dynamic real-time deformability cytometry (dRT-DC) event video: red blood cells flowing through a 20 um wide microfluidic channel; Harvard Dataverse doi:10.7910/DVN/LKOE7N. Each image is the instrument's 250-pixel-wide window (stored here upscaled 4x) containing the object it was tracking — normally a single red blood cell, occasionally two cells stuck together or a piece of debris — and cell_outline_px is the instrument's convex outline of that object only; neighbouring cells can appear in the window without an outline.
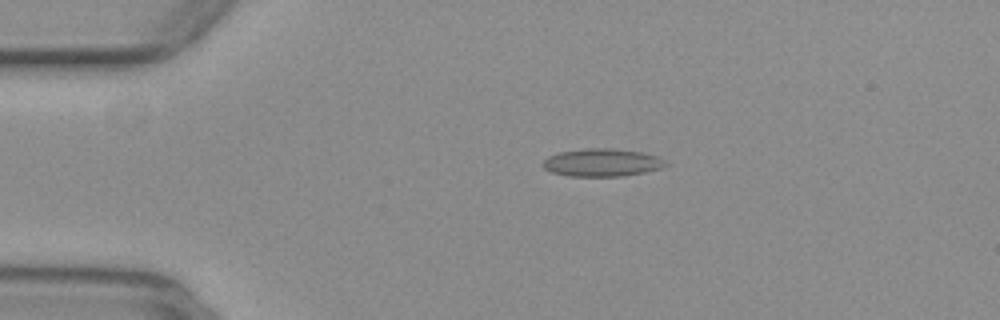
{"species": "common noctule bat (a hibernating species)", "species_latin": "Nyctalus noctula", "temperature_condition": "warm", "stored_images_in_passage": 42, "camera_frame_rate_fps": 3000, "um_per_image_px": 0.085, "animal": {"sex": "female", "body_mass_g": 29.2, "forearm_length_mm": 56.3}, "frame": {"image": 1, "passage_image": 1, "time_ms": 0.0, "image_size_px": [1000, 320], "cell_outline_px": [[668, 164], [660, 168], [644, 172], [624, 176], [568, 176], [552, 172], [544, 168], [540, 164], [548, 156], [560, 152], [588, 148], [608, 148], [640, 152], [656, 156], [664, 160]], "centroid_in_image_um": [51.13, 13.82], "position_along_channel_um": 33.9, "area_um2": 19.71}}
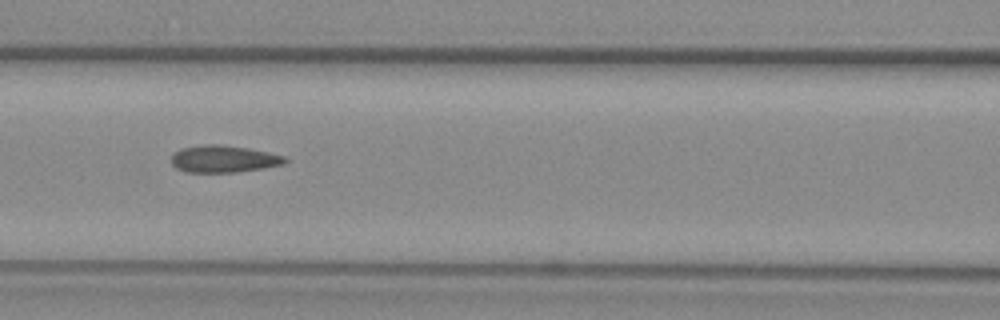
{"frame": {"image": 2, "passage_image": 13, "time_ms": 4.0, "image_size_px": [1000, 320], "cell_outline_px": [[288, 160], [284, 164], [264, 168], [236, 172], [184, 172], [176, 168], [172, 164], [172, 156], [180, 148], [204, 144], [220, 144], [248, 148], [284, 156]], "centroid_in_image_um": [18.99, 13.51], "position_along_channel_um": 147.6, "area_um2": 17.92}}
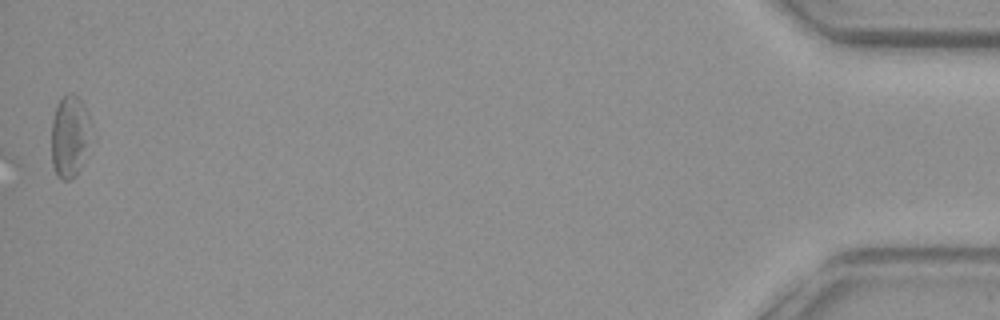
{"frame": {"image": 3, "passage_image": 42, "time_ms": 13.667, "image_size_px": [1000, 320], "cell_outline_px": [[96, 140], [76, 176], [68, 180], [60, 180], [56, 176], [52, 164], [52, 120], [56, 108], [60, 100], [68, 92], [72, 92], [80, 96], [92, 124]], "centroid_in_image_um": [6.02, 11.61], "position_along_channel_um": 429.2, "area_um2": 20.29}, "authors_computed_cell_mechanics": {"area_um2": 17.7157, "velocity_mm_per_s": 3.9486, "shape_relaxation_time_tau1_ms": null, "shape_relaxation_time_tau2_ms": 1.9853, "deformation_change_tau1": null, "deformation_change_tau2": 0.1031}}